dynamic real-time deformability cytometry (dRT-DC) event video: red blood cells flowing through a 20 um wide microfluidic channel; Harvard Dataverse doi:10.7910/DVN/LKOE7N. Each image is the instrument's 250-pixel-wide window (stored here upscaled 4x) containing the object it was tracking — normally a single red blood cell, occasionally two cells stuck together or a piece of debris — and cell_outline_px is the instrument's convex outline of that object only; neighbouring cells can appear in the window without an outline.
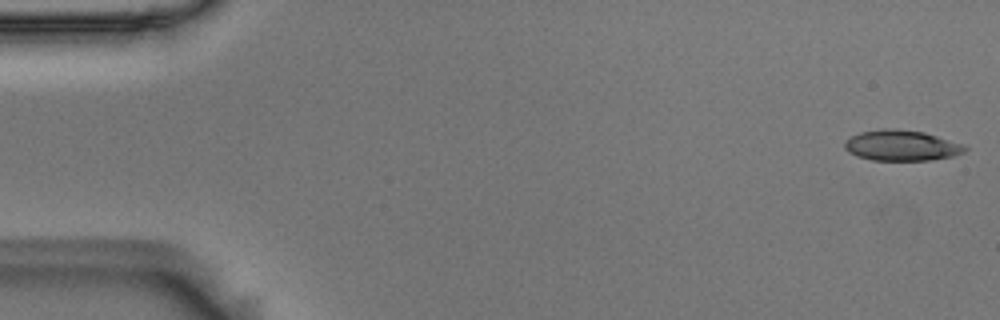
{"species": "Egyptian fruit bat (a non-hibernating species)", "species_latin": "Rousettus aegyptiacus", "temperature_condition": "room temperature", "stored_images_in_passage": 54, "camera_frame_rate_fps": 3000, "um_per_image_px": 0.085, "animal": {"sex": "male"}, "frame": {"image": 1, "passage_image": 1, "time_ms": 0.0, "image_size_px": [1000, 320], "cell_outline_px": [[968, 148], [964, 152], [952, 156], [928, 160], [872, 160], [856, 156], [848, 152], [844, 148], [844, 140], [848, 136], [860, 132], [884, 128], [896, 128], [924, 132], [964, 144]], "centroid_in_image_um": [76.58, 12.35], "position_along_channel_um": 8.4, "area_um2": 21.68}}
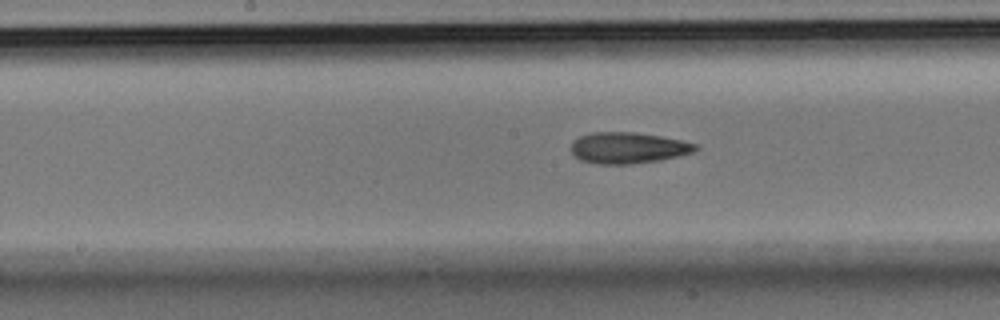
{"frame": {"image": 2, "passage_image": 27, "time_ms": 8.667, "image_size_px": [1000, 320], "cell_outline_px": [[700, 148], [696, 152], [680, 156], [660, 160], [632, 164], [600, 164], [580, 160], [572, 152], [572, 140], [580, 136], [592, 132], [636, 132], [660, 136], [680, 140], [696, 144]], "centroid_in_image_um": [53.42, 12.57], "position_along_channel_um": 194.8, "area_um2": 22.72}}
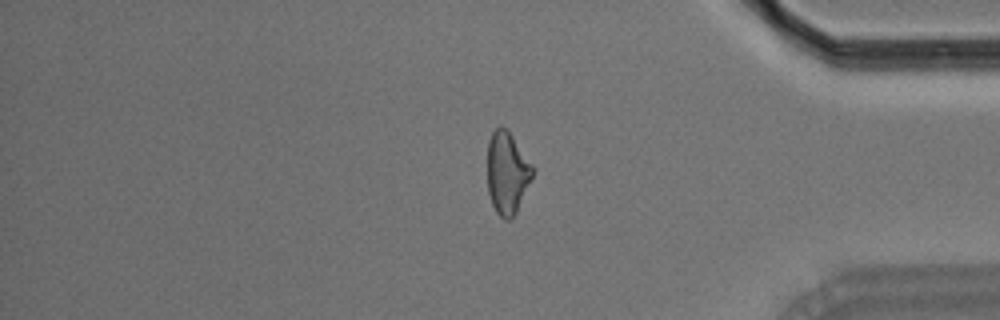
{"frame": {"image": 3, "passage_image": 45, "time_ms": 14.667, "image_size_px": [1000, 320], "cell_outline_px": [[536, 168], [516, 212], [508, 220], [504, 220], [496, 212], [492, 204], [488, 192], [488, 140], [492, 132], [500, 124], [512, 136]], "centroid_in_image_um": [43.11, 14.68], "position_along_channel_um": 392.1, "area_um2": 21.56}, "authors_computed_cell_mechanics": {"area_um2": 22.2241, "velocity_mm_per_s": 3.6773, "shape_relaxation_time_tau1_ms": 6.9635, "shape_relaxation_time_tau2_ms": 5.4787, "deformation_change_tau1": 0.1855, "deformation_change_tau2": 0.1535}}